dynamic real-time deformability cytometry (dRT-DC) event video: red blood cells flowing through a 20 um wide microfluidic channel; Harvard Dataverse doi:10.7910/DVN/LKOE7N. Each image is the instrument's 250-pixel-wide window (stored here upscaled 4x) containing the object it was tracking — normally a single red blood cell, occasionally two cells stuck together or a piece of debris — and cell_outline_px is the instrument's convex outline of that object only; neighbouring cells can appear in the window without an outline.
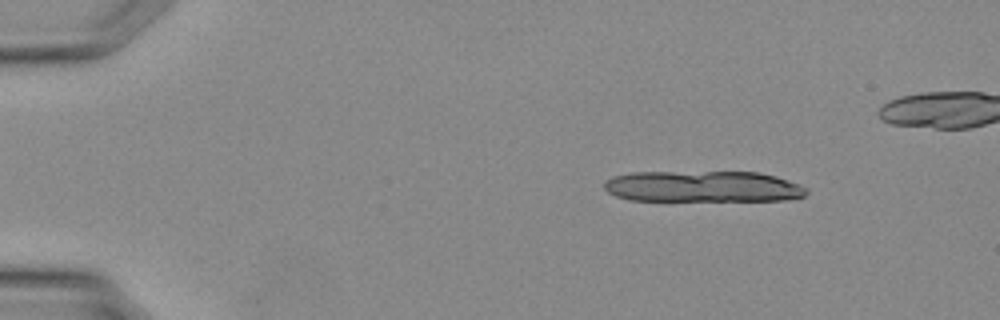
{"species": "Egyptian fruit bat (a non-hibernating species)", "species_latin": "Rousettus aegyptiacus", "temperature_condition": "warm", "stored_images_in_passage": 20, "camera_frame_rate_fps": 3000, "um_per_image_px": 0.085, "animal": {"sex": "female"}, "frame": {"image": 1, "passage_image": 4, "time_ms": 1.0, "image_size_px": [1000, 320], "cell_outline_px": [[808, 192], [804, 196], [784, 200], [628, 200], [616, 196], [608, 192], [604, 188], [604, 184], [612, 176], [632, 172], [760, 172], [776, 176], [808, 188]], "centroid_in_image_um": [59.74, 15.85], "position_along_channel_um": 25.3, "area_um2": 36.7}}
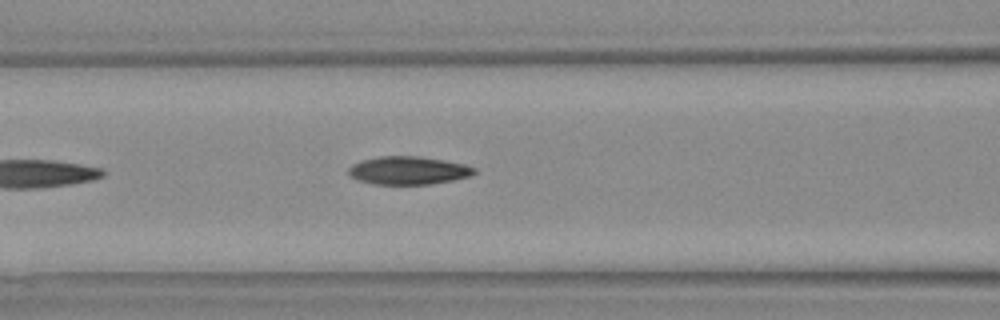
{"frame": {"image": 2, "passage_image": 15, "time_ms": 4.667, "image_size_px": [1000, 320], "cell_outline_px": [[476, 172], [472, 176], [432, 184], [372, 184], [356, 180], [348, 176], [348, 168], [352, 164], [360, 160], [380, 156], [416, 156], [444, 160], [464, 164], [476, 168]], "centroid_in_image_um": [34.67, 14.49], "position_along_channel_um": 131.9, "area_um2": 20.81}}